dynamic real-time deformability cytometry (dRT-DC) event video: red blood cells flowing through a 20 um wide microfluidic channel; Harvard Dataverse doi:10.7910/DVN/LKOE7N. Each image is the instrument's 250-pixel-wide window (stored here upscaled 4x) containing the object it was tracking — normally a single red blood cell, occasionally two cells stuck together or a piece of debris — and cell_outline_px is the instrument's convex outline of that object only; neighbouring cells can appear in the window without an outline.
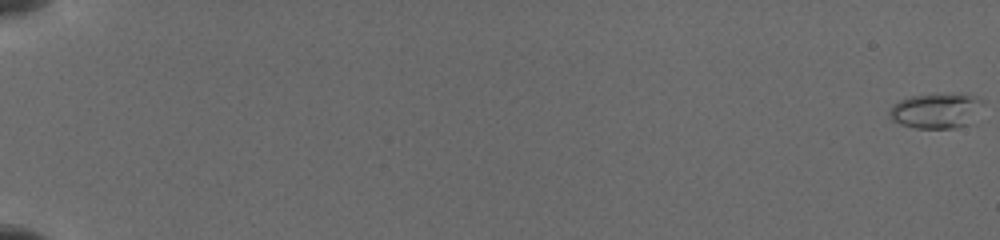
{"species": "common noctule bat (a hibernating species)", "species_latin": "Nyctalus noctula", "temperature_condition": "cold", "stored_images_in_passage": 30, "camera_frame_rate_fps": 3000, "um_per_image_px": 0.085, "animal": {"sex": "female", "body_mass_g": 19.5, "forearm_length_mm": 54.1}, "frame": {"image": 1, "passage_image": 1, "time_ms": 0.0, "image_size_px": [1000, 240], "cell_outline_px": [[980, 100], [968, 124], [952, 128], [916, 128], [900, 124], [892, 120], [888, 116], [888, 112], [900, 100], [912, 96], [968, 96]], "centroid_in_image_um": [79.4, 9.47], "position_along_channel_um": 5.6, "area_um2": 17.57}}
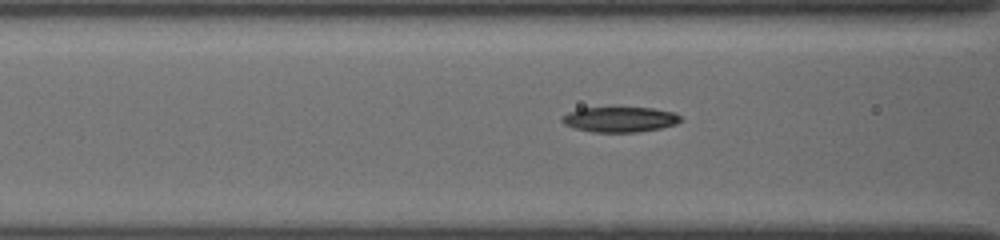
{"frame": {"image": 2, "passage_image": 18, "time_ms": 8.333, "image_size_px": [1000, 240], "cell_outline_px": [[680, 120], [676, 124], [660, 128], [636, 132], [592, 132], [576, 128], [564, 124], [560, 120], [568, 112], [580, 108], [652, 108], [672, 112], [680, 116]], "centroid_in_image_um": [52.66, 10.15], "position_along_channel_um": 113.9, "area_um2": 17.17}}
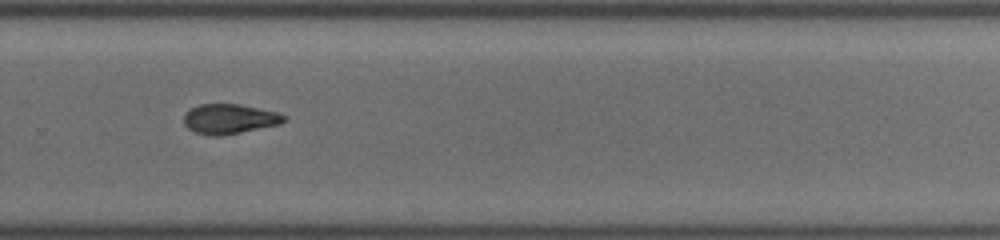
{"frame": {"image": 3, "passage_image": 30, "time_ms": 13.333, "image_size_px": [1000, 240], "cell_outline_px": [[284, 120], [280, 124], [224, 136], [208, 136], [192, 132], [184, 124], [184, 116], [192, 108], [200, 104], [236, 104], [276, 112], [284, 116]], "centroid_in_image_um": [19.45, 10.14], "position_along_channel_um": 310.4, "area_um2": 17.28}}